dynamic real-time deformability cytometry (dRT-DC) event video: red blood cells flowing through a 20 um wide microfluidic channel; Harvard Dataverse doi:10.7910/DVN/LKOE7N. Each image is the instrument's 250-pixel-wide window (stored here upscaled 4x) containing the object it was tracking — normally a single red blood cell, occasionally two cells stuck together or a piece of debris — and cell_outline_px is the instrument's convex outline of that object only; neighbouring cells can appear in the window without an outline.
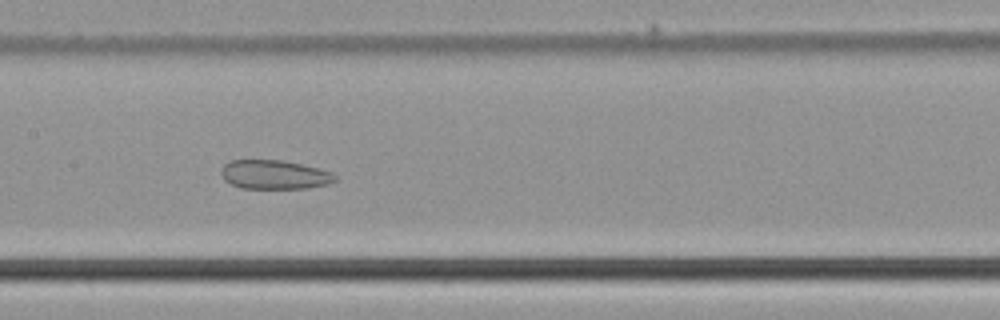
{"species": "common noctule bat (a hibernating species)", "species_latin": "Nyctalus noctula", "temperature_condition": "cold", "stored_images_in_passage": 36, "camera_frame_rate_fps": 3000, "um_per_image_px": 0.085, "animal": {"sex": "male", "body_mass_g": 21.5, "forearm_length_mm": 52.0}, "frame": {"image": 1, "passage_image": 11, "time_ms": 3.333, "image_size_px": [1000, 320], "cell_outline_px": [[336, 180], [328, 184], [308, 188], [240, 188], [224, 180], [220, 172], [224, 164], [232, 160], [284, 160], [320, 168], [332, 172], [336, 176]], "centroid_in_image_um": [23.34, 14.84], "position_along_channel_um": 184.1, "area_um2": 19.36}}
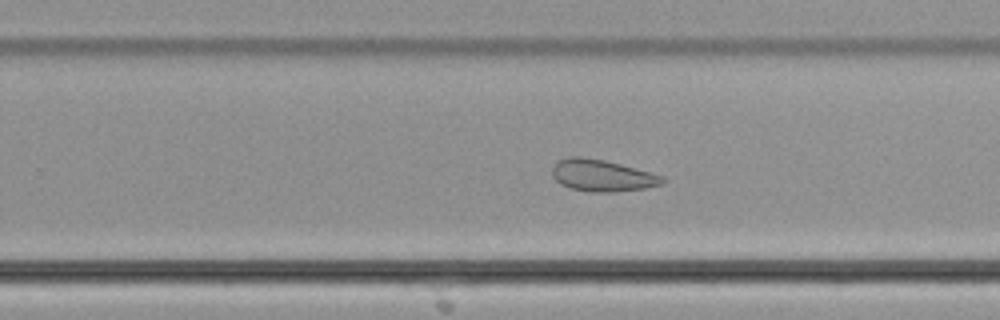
{"frame": {"image": 2, "passage_image": 18, "time_ms": 5.667, "image_size_px": [1000, 320], "cell_outline_px": [[664, 180], [660, 184], [644, 188], [612, 192], [592, 192], [572, 188], [560, 184], [552, 176], [552, 168], [556, 160], [568, 156], [580, 156], [604, 160], [620, 164], [664, 176]], "centroid_in_image_um": [51.11, 14.9], "position_along_channel_um": 278.7, "area_um2": 20.29}}
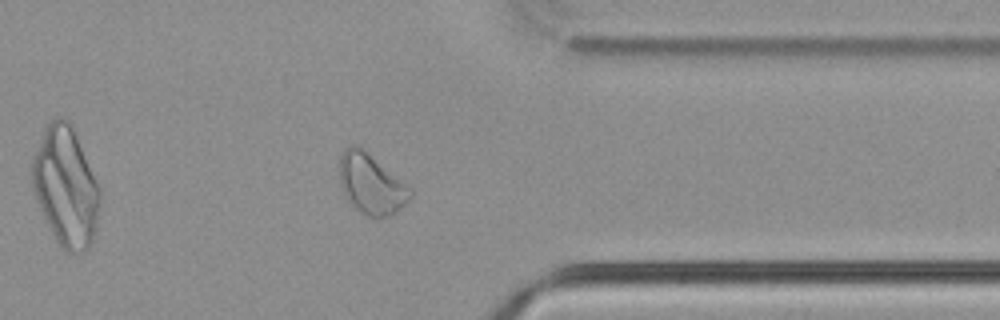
{"frame": {"image": 3, "passage_image": 26, "time_ms": 8.333, "image_size_px": [1000, 320], "cell_outline_px": [[412, 196], [396, 212], [388, 216], [376, 220], [352, 208], [348, 200], [340, 180], [340, 152], [344, 148], [352, 144], [360, 144], [412, 188]], "centroid_in_image_um": [31.55, 15.61], "position_along_channel_um": 379.8, "area_um2": 25.37}}